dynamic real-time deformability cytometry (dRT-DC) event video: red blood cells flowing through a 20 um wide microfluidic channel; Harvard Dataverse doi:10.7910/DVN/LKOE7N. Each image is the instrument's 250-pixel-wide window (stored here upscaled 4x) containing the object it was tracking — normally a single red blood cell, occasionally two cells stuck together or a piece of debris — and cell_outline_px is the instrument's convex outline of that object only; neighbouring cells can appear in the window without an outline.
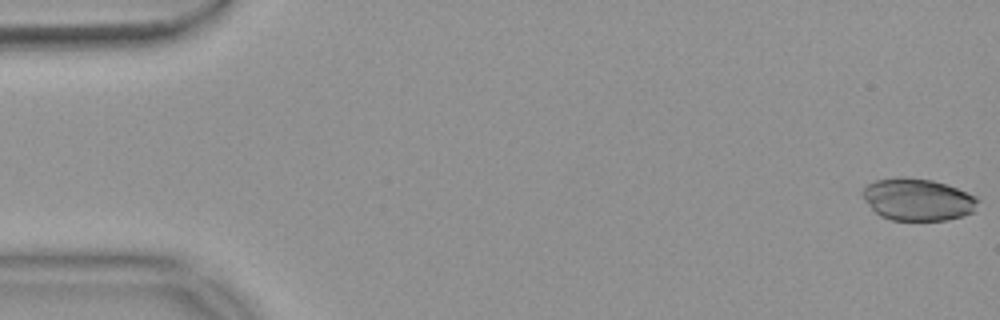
{"species": "common noctule bat (a hibernating species)", "species_latin": "Nyctalus noctula", "temperature_condition": "warm", "stored_images_in_passage": 54, "camera_frame_rate_fps": 3000, "um_per_image_px": 0.085, "animal": {"sex": "female", "body_mass_g": 18.4}, "frame": {"image": 1, "passage_image": 1, "time_ms": 0.0, "image_size_px": [1000, 320], "cell_outline_px": [[980, 200], [976, 212], [964, 216], [948, 220], [892, 220], [880, 216], [864, 200], [860, 192], [868, 184], [876, 180], [900, 176], [904, 176], [932, 180], [948, 184], [976, 196]], "centroid_in_image_um": [78.05, 16.96], "position_along_channel_um": 7.0, "area_um2": 28.78}}
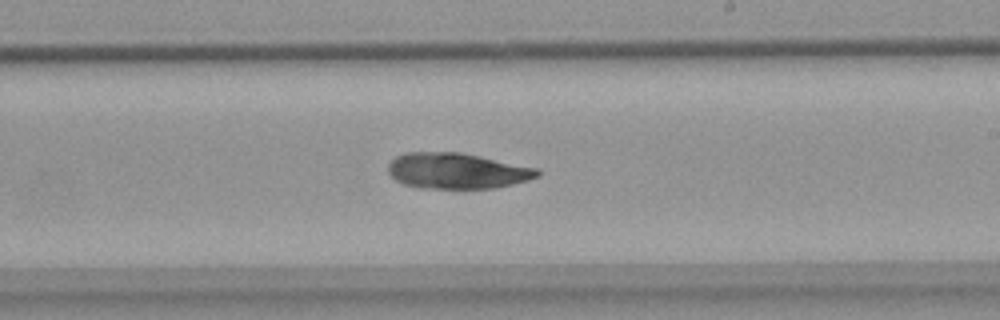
{"frame": {"image": 2, "passage_image": 32, "time_ms": 10.333, "image_size_px": [1000, 320], "cell_outline_px": [[540, 176], [528, 180], [496, 188], [420, 188], [404, 184], [396, 180], [388, 172], [388, 164], [396, 156], [404, 152], [460, 152], [540, 168]], "centroid_in_image_um": [38.86, 14.52], "position_along_channel_um": 250.1, "area_um2": 31.27}}
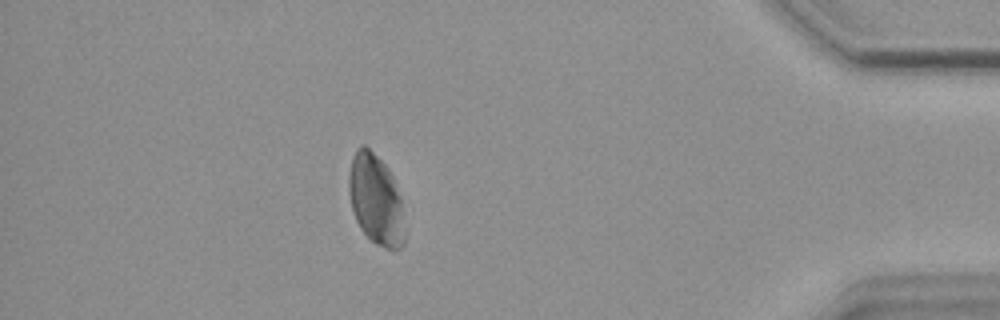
{"frame": {"image": 3, "passage_image": 48, "time_ms": 15.667, "image_size_px": [1000, 320], "cell_outline_px": [[404, 244], [400, 248], [384, 248], [376, 244], [360, 228], [356, 220], [352, 208], [348, 192], [348, 176], [352, 160], [356, 148], [360, 144], [364, 144], [388, 168], [392, 176], [400, 200], [404, 236]], "centroid_in_image_um": [31.9, 16.95], "position_along_channel_um": 403.3, "area_um2": 28.84}}